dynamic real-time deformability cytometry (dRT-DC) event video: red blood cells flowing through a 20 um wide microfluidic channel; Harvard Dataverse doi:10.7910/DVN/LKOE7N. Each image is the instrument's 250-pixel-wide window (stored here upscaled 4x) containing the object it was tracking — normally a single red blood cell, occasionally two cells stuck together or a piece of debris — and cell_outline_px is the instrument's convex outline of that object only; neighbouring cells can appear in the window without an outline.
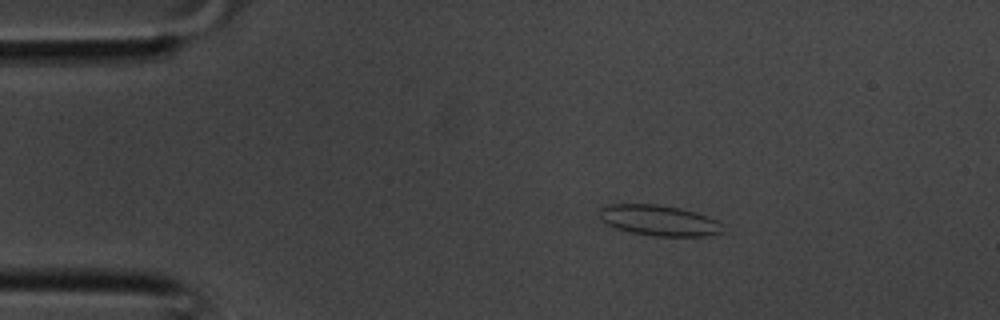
{"species": "common noctule bat (a hibernating species)", "species_latin": "Nyctalus noctula", "temperature_condition": "room temperature", "stored_images_in_passage": 38, "camera_frame_rate_fps": 3000, "um_per_image_px": 0.085, "animal": {"sex": "male", "body_mass_g": 20.1, "forearm_length_mm": 53.5}, "frame": {"image": 1, "passage_image": 7, "time_ms": 2.0, "image_size_px": [1000, 320], "cell_outline_px": [[720, 232], [704, 236], [652, 236], [632, 232], [616, 228], [600, 220], [600, 208], [604, 204], [656, 204], [680, 208], [696, 212], [708, 216], [716, 220], [720, 224]], "centroid_in_image_um": [55.95, 18.72], "position_along_channel_um": 29.0, "area_um2": 21.85}}
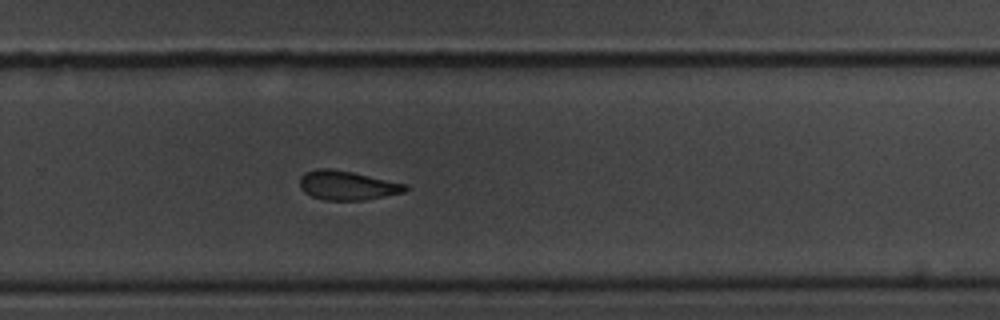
{"frame": {"image": 2, "passage_image": 25, "time_ms": 8.0, "image_size_px": [1000, 320], "cell_outline_px": [[408, 188], [404, 192], [364, 200], [324, 200], [312, 196], [304, 192], [300, 188], [300, 176], [304, 172], [316, 168], [332, 168], [352, 172], [408, 184]], "centroid_in_image_um": [29.49, 15.75], "position_along_channel_um": 300.3, "area_um2": 18.03}}
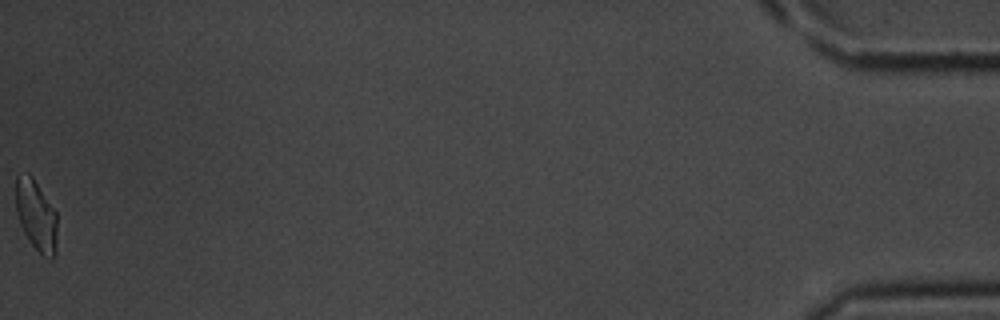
{"frame": {"image": 3, "passage_image": 38, "time_ms": 12.333, "image_size_px": [1000, 320], "cell_outline_px": [[56, 252], [52, 260], [48, 260], [32, 244], [24, 232], [20, 224], [16, 212], [16, 176], [28, 172], [32, 176], [56, 212]], "centroid_in_image_um": [3.07, 18.31], "position_along_channel_um": 432.1, "area_um2": 16.94}}